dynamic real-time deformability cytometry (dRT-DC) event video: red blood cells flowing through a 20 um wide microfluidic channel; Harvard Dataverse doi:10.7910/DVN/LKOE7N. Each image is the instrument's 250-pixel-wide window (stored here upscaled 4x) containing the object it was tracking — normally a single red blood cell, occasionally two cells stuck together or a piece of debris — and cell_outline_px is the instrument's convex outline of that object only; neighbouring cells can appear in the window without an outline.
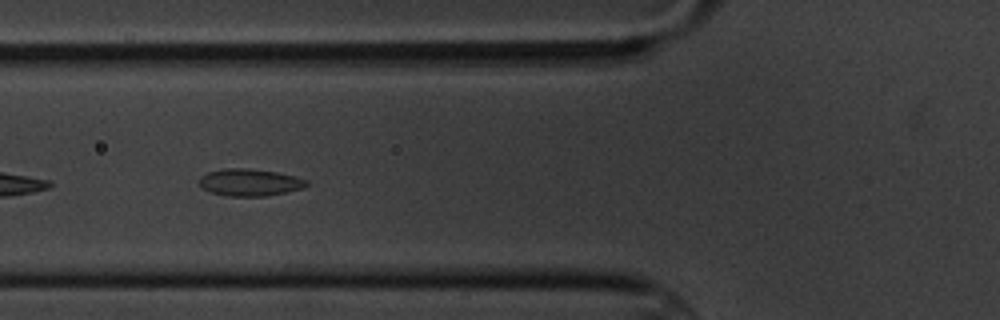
{"species": "common noctule bat (a hibernating species)", "species_latin": "Nyctalus noctula", "temperature_condition": "cold", "stored_images_in_passage": 6, "camera_frame_rate_fps": 3000, "um_per_image_px": 0.085, "animal": {"sex": "male", "body_mass_g": 20.1, "forearm_length_mm": 53.5}, "frame": {"image": 1, "passage_image": 5, "time_ms": 4.667, "image_size_px": [1000, 320], "cell_outline_px": [[308, 184], [304, 188], [264, 196], [228, 196], [212, 192], [200, 188], [200, 176], [208, 172], [224, 168], [248, 168], [276, 172], [308, 180]], "centroid_in_image_um": [21.2, 15.5], "position_along_channel_um": 104.6, "area_um2": 16.82}}